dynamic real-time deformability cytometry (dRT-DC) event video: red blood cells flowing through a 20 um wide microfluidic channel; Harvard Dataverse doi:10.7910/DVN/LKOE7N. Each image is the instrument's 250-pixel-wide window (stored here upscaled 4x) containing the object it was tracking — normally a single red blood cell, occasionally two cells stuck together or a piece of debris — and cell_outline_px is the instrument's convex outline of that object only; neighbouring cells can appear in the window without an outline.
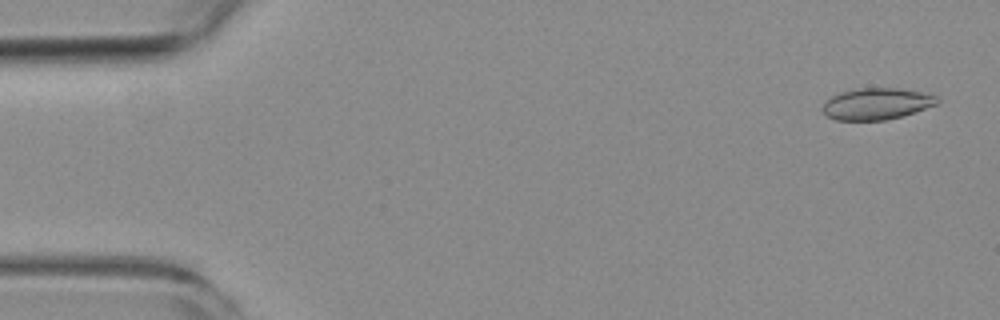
{"species": "common noctule bat (a hibernating species)", "species_latin": "Nyctalus noctula", "temperature_condition": "room temperature", "stored_images_in_passage": 6, "camera_frame_rate_fps": 3000, "um_per_image_px": 0.085, "animal": {"sex": "female", "body_mass_g": 19.3, "forearm_length_mm": 54.1}, "frame": {"image": 1, "passage_image": 1, "time_ms": 0.0, "image_size_px": [1000, 320], "cell_outline_px": [[940, 100], [936, 104], [900, 116], [884, 120], [836, 120], [828, 116], [820, 108], [832, 96], [840, 92], [860, 88], [900, 88], [940, 96]], "centroid_in_image_um": [74.51, 8.81], "position_along_channel_um": 10.5, "area_um2": 20.81}}
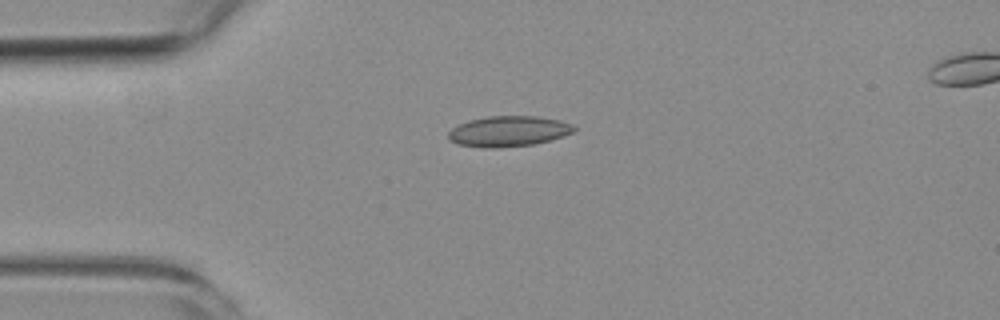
{"frame": {"image": 2, "passage_image": 4, "time_ms": 3.667, "image_size_px": [1000, 320], "cell_outline_px": [[576, 128], [572, 132], [552, 140], [536, 144], [496, 148], [484, 148], [456, 144], [448, 140], [448, 132], [452, 128], [468, 120], [488, 116], [536, 116], [560, 120], [572, 124]], "centroid_in_image_um": [43.2, 11.16], "position_along_channel_um": 41.8, "area_um2": 22.54}}